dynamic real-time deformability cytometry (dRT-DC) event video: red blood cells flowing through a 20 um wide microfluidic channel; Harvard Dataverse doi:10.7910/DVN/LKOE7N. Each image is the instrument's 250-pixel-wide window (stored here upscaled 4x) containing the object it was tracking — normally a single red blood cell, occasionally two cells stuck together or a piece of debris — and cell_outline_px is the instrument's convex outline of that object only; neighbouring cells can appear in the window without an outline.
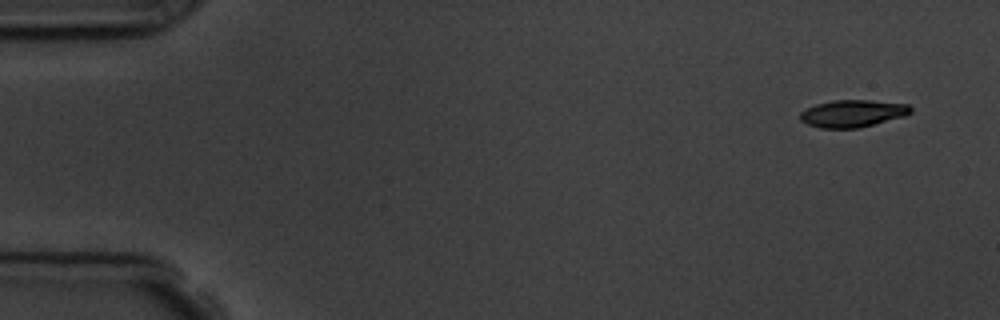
{"species": "common noctule bat (a hibernating species)", "species_latin": "Nyctalus noctula", "temperature_condition": "room temperature", "stored_images_in_passage": 4, "camera_frame_rate_fps": 3000, "um_per_image_px": 0.085, "animal": {"sex": "male", "body_mass_g": 19.5, "forearm_length_mm": 54.6}, "frame": {"image": 1, "passage_image": 1, "time_ms": 0.0, "image_size_px": [1000, 320], "cell_outline_px": [[912, 112], [904, 116], [856, 128], [820, 128], [808, 124], [800, 120], [800, 112], [804, 108], [816, 104], [832, 100], [868, 100], [908, 104], [912, 108]], "centroid_in_image_um": [72.43, 9.63], "position_along_channel_um": 12.6, "area_um2": 17.46}}